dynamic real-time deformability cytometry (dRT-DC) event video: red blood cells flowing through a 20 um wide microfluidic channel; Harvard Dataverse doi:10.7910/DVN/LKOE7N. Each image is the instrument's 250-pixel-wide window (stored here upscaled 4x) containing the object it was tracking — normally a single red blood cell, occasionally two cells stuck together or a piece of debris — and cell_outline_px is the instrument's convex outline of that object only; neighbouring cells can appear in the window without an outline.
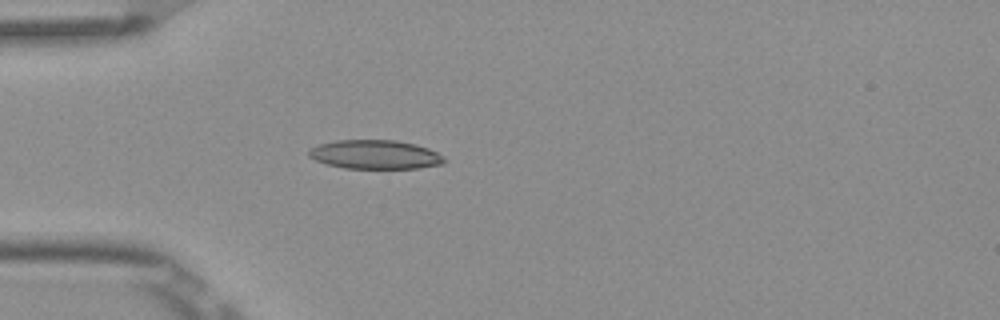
{"species": "Egyptian fruit bat (a non-hibernating species)", "species_latin": "Rousettus aegyptiacus", "temperature_condition": "room temperature", "stored_images_in_passage": 4, "camera_frame_rate_fps": 3000, "um_per_image_px": 0.085, "frame": {"image": 1, "passage_image": 4, "time_ms": 1.0, "image_size_px": [1000, 320], "cell_outline_px": [[448, 160], [444, 164], [420, 168], [344, 168], [328, 164], [316, 160], [308, 156], [308, 148], [320, 144], [336, 140], [396, 140], [416, 144], [428, 148], [444, 156]], "centroid_in_image_um": [31.92, 13.13], "position_along_channel_um": 53.1, "area_um2": 23.0}}